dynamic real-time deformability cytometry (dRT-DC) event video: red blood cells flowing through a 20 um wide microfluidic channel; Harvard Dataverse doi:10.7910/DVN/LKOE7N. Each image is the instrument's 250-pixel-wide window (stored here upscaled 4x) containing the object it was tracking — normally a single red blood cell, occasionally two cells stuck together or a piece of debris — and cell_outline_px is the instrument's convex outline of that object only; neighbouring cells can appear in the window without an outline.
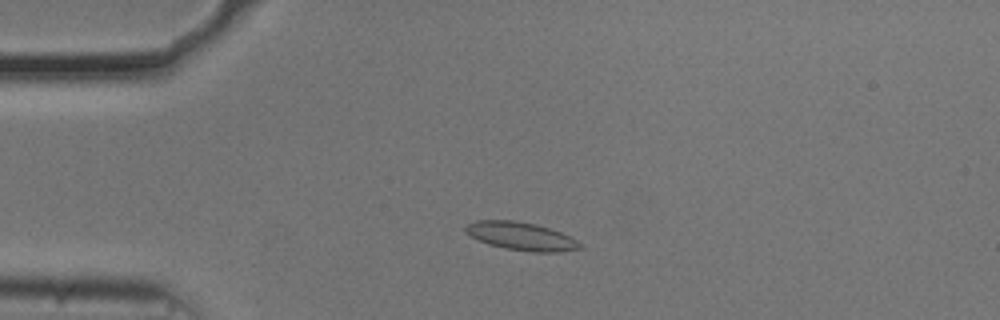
{"species": "common noctule bat (a hibernating species)", "species_latin": "Nyctalus noctula", "temperature_condition": "cold", "stored_images_in_passage": 44, "camera_frame_rate_fps": 3000, "um_per_image_px": 0.085, "animal": {"sex": "male", "body_mass_g": 20.5, "forearm_length_mm": 52.5}, "frame": {"image": 1, "passage_image": 7, "time_ms": 2.0, "image_size_px": [1000, 320], "cell_outline_px": [[584, 248], [560, 252], [532, 252], [504, 248], [488, 244], [464, 232], [464, 228], [468, 224], [476, 220], [512, 220], [536, 224], [560, 232], [576, 240]], "centroid_in_image_um": [44.29, 20.08], "position_along_channel_um": 40.7, "area_um2": 18.61}}
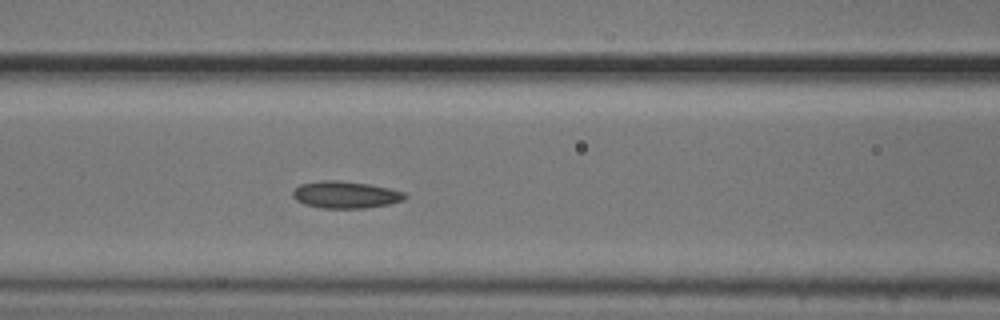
{"frame": {"image": 2, "passage_image": 17, "time_ms": 5.333, "image_size_px": [1000, 320], "cell_outline_px": [[408, 196], [404, 200], [388, 204], [364, 208], [320, 208], [304, 204], [296, 200], [292, 196], [292, 192], [300, 184], [320, 180], [340, 180], [368, 184], [388, 188], [404, 192]], "centroid_in_image_um": [29.35, 16.55], "position_along_channel_um": 137.3, "area_um2": 17.69}}
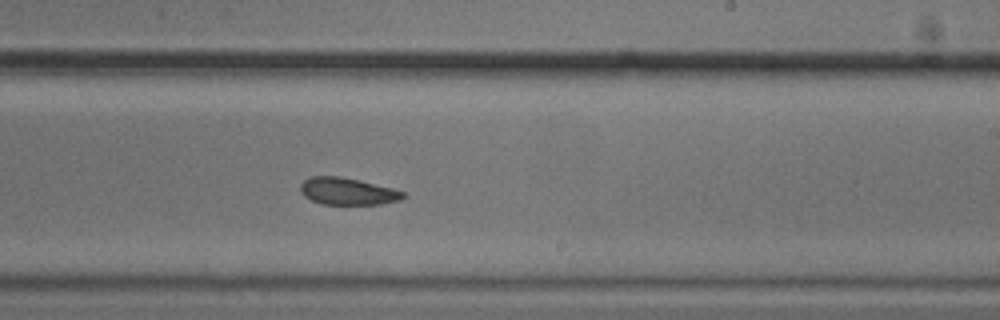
{"frame": {"image": 3, "passage_image": 27, "time_ms": 8.667, "image_size_px": [1000, 320], "cell_outline_px": [[404, 196], [400, 200], [380, 204], [320, 204], [304, 196], [300, 192], [300, 184], [304, 180], [312, 176], [340, 176], [392, 188], [404, 192]], "centroid_in_image_um": [29.5, 16.26], "position_along_channel_um": 259.5, "area_um2": 16.07}}